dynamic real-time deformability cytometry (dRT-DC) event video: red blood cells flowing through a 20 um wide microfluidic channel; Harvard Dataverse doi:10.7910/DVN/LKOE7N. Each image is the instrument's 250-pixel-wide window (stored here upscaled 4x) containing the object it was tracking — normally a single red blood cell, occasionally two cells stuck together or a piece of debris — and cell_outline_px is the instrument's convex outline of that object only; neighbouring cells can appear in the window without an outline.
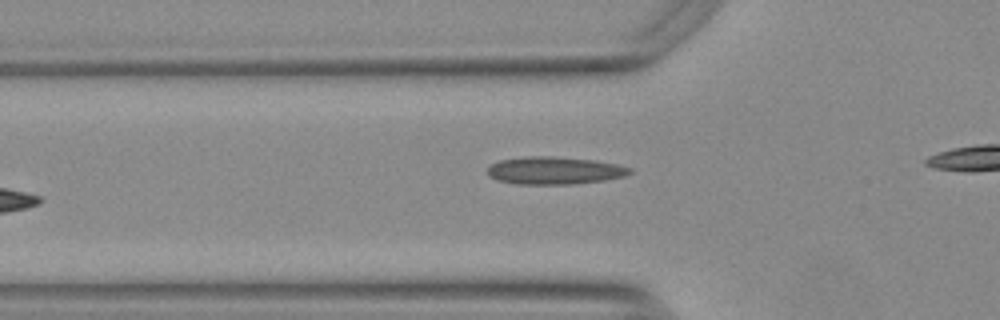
{"species": "Egyptian fruit bat (a non-hibernating species)", "species_latin": "Rousettus aegyptiacus", "temperature_condition": "warm", "stored_images_in_passage": 36, "camera_frame_rate_fps": 3000, "um_per_image_px": 0.085, "animal": {"sex": "female"}, "frame": {"image": 1, "passage_image": 3, "time_ms": 0.667, "image_size_px": [1000, 320], "cell_outline_px": [[632, 172], [624, 176], [604, 180], [572, 184], [516, 184], [496, 180], [488, 176], [488, 168], [492, 164], [500, 160], [532, 156], [552, 156], [596, 160], [616, 164], [632, 168]], "centroid_in_image_um": [47.13, 14.5], "position_along_channel_um": 78.7, "area_um2": 22.83}}
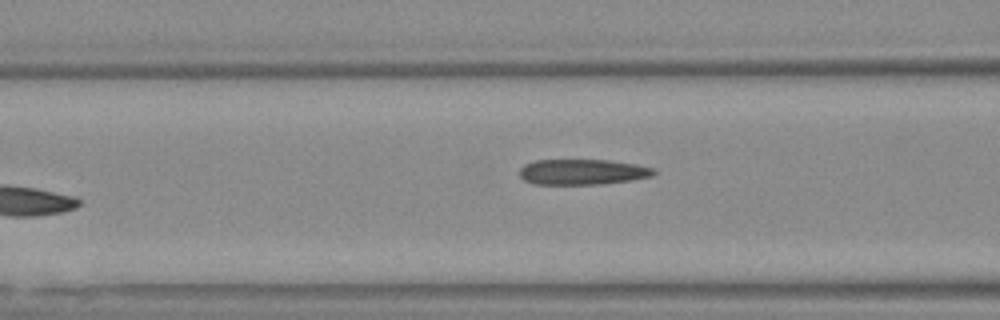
{"frame": {"image": 2, "passage_image": 6, "time_ms": 1.667, "image_size_px": [1000, 320], "cell_outline_px": [[656, 172], [652, 176], [632, 180], [604, 184], [536, 184], [524, 180], [520, 176], [520, 168], [524, 164], [536, 160], [608, 160], [636, 164], [656, 168]], "centroid_in_image_um": [49.54, 14.61], "position_along_channel_um": 117.1, "area_um2": 20.06}}
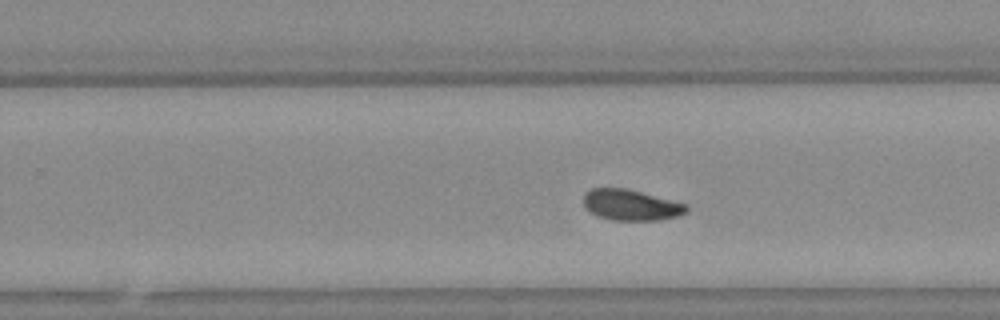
{"frame": {"image": 3, "passage_image": 15, "time_ms": 4.667, "image_size_px": [1000, 320], "cell_outline_px": [[688, 212], [676, 216], [660, 220], [612, 220], [596, 216], [584, 208], [584, 196], [592, 188], [624, 188], [688, 204]], "centroid_in_image_um": [53.63, 17.44], "position_along_channel_um": 276.2, "area_um2": 18.44}, "authors_computed_cell_mechanics": {"area_um2": 18.5827, "velocity_mm_per_s": 3.7644, "shape_relaxation_time_tau1_ms": 3.6521, "shape_relaxation_time_tau2_ms": null, "deformation_change_tau1": 0.1895, "deformation_change_tau2": null}}